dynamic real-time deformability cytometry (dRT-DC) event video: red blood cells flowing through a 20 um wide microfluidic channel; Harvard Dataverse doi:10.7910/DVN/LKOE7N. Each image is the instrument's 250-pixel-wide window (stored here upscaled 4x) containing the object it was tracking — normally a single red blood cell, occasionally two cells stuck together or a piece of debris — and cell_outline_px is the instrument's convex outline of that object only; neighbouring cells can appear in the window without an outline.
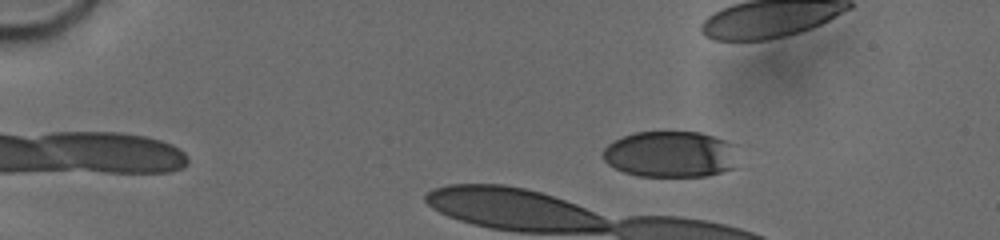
{"species": "human", "species_latin": "Homo sapiens", "temperature_condition": "cold", "stored_images_in_passage": 9, "camera_frame_rate_fps": 3000, "um_per_image_px": 0.085, "donor": {"sex": "male"}, "frame": {"image": 1, "passage_image": 1, "time_ms": 0.0, "image_size_px": [1000, 240], "cell_outline_px": [[732, 168], [708, 176], [640, 176], [624, 172], [608, 164], [604, 160], [604, 148], [608, 144], [624, 136], [636, 132], [700, 132], [724, 140]], "centroid_in_image_um": [56.82, 13.12], "position_along_channel_um": 28.2, "area_um2": 34.97}}
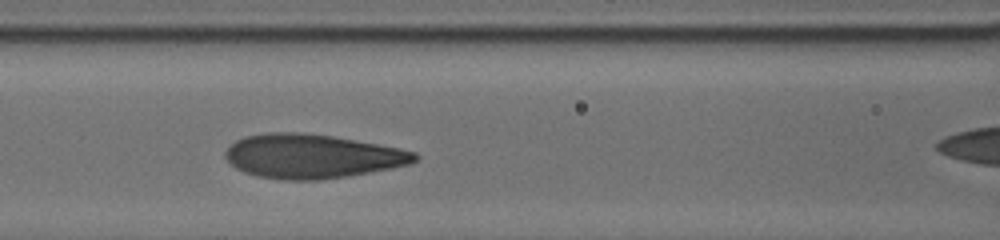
{"frame": {"image": 2, "passage_image": 7, "time_ms": 4.0, "image_size_px": [1000, 240], "cell_outline_px": [[420, 156], [416, 160], [408, 164], [392, 168], [348, 176], [320, 180], [284, 180], [256, 176], [244, 172], [236, 168], [224, 156], [224, 152], [236, 140], [244, 136], [268, 132], [300, 132], [332, 136], [376, 144], [416, 152]], "centroid_in_image_um": [26.49, 13.28], "position_along_channel_um": 140.1, "area_um2": 48.49}}
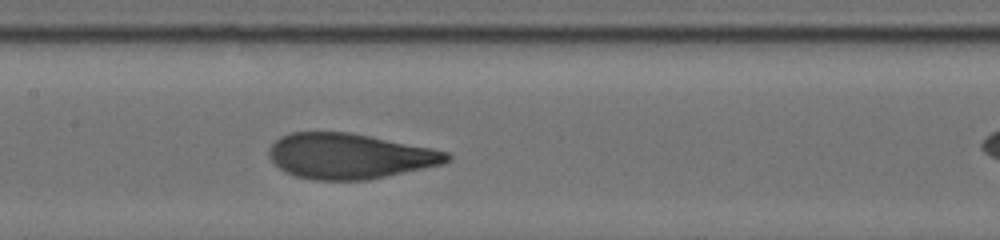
{"frame": {"image": 3, "passage_image": 9, "time_ms": 5.0, "image_size_px": [1000, 240], "cell_outline_px": [[452, 156], [444, 164], [368, 180], [312, 180], [296, 176], [284, 172], [268, 156], [268, 152], [272, 144], [280, 136], [292, 132], [348, 132], [432, 148], [448, 152]], "centroid_in_image_um": [29.7, 13.27], "position_along_channel_um": 177.7, "area_um2": 46.99}}